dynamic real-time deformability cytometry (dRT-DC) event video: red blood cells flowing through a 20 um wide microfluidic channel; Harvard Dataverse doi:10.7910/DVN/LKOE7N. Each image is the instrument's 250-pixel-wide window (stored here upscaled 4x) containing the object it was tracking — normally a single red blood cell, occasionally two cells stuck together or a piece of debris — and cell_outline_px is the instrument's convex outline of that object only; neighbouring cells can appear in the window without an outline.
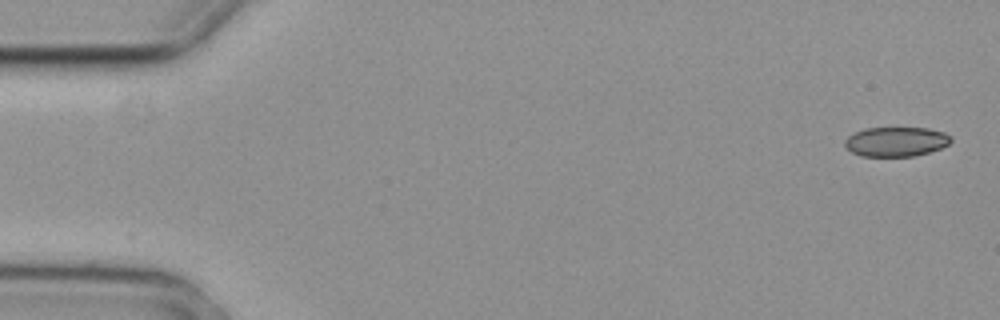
{"species": "common noctule bat (a hibernating species)", "species_latin": "Nyctalus noctula", "temperature_condition": "cold", "stored_images_in_passage": 3, "camera_frame_rate_fps": 3000, "um_per_image_px": 0.085, "animal": {"sex": "female", "body_mass_g": 29.2, "forearm_length_mm": 56.3}, "frame": {"image": 1, "passage_image": 1, "time_ms": 0.0, "image_size_px": [1000, 320], "cell_outline_px": [[952, 140], [948, 144], [940, 148], [928, 152], [912, 156], [860, 156], [852, 152], [844, 144], [844, 140], [848, 136], [864, 128], [928, 128], [944, 132], [952, 136]], "centroid_in_image_um": [76.17, 12.03], "position_along_channel_um": 8.8, "area_um2": 18.21}}